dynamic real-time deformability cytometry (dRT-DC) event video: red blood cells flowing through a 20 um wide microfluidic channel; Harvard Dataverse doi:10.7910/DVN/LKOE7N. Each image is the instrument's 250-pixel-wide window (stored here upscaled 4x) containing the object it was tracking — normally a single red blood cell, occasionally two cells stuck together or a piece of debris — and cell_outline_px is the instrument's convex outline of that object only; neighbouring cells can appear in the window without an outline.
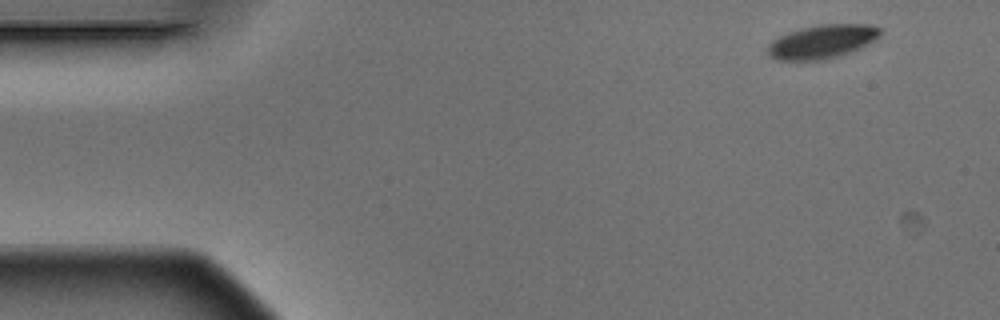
{"species": "Egyptian fruit bat (a non-hibernating species)", "species_latin": "Rousettus aegyptiacus", "temperature_condition": "warm", "stored_images_in_passage": 14, "camera_frame_rate_fps": 3000, "um_per_image_px": 0.085, "animal": {"sex": "male"}, "frame": {"image": 1, "passage_image": 1, "time_ms": 0.0, "image_size_px": [1000, 320], "cell_outline_px": [[880, 32], [872, 40], [848, 52], [836, 56], [820, 60], [776, 60], [768, 56], [768, 44], [772, 40], [788, 32], [800, 28], [820, 24], [868, 24], [880, 28]], "centroid_in_image_um": [69.78, 3.53], "position_along_channel_um": 15.2, "area_um2": 21.56}}
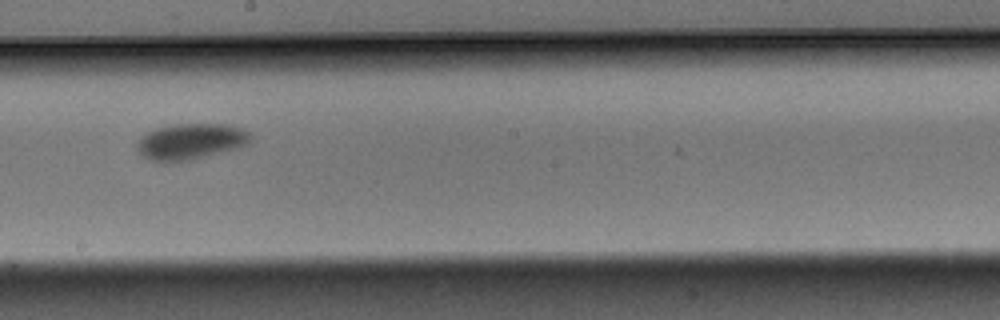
{"frame": {"image": 2, "passage_image": 8, "time_ms": 2.333, "image_size_px": [1000, 320], "cell_outline_px": [[252, 136], [240, 148], [192, 160], [164, 164], [140, 156], [136, 148], [136, 144], [148, 132], [156, 128], [176, 124], [228, 124], [240, 128], [248, 132]], "centroid_in_image_um": [16.17, 12.06], "position_along_channel_um": 232.0, "area_um2": 24.04}}
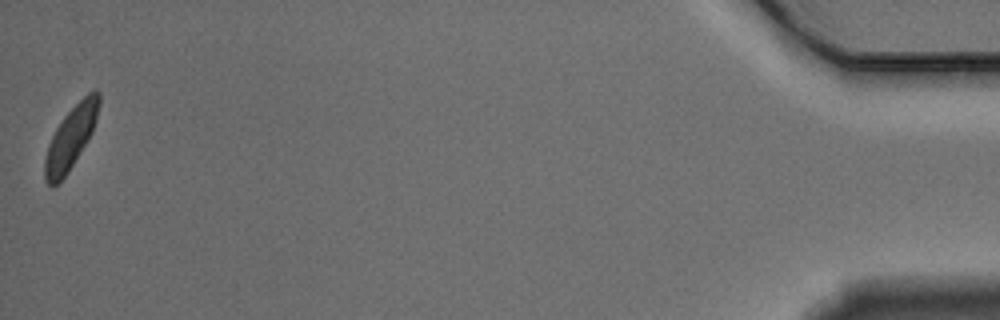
{"frame": {"image": 3, "passage_image": 14, "time_ms": 4.333, "image_size_px": [1000, 320], "cell_outline_px": [[100, 104], [96, 120], [92, 132], [88, 140], [68, 172], [56, 184], [48, 184], [44, 180], [44, 160], [48, 144], [56, 128], [64, 116], [88, 92], [96, 88], [100, 92]], "centroid_in_image_um": [6.03, 11.67], "position_along_channel_um": 429.2, "area_um2": 19.54}}